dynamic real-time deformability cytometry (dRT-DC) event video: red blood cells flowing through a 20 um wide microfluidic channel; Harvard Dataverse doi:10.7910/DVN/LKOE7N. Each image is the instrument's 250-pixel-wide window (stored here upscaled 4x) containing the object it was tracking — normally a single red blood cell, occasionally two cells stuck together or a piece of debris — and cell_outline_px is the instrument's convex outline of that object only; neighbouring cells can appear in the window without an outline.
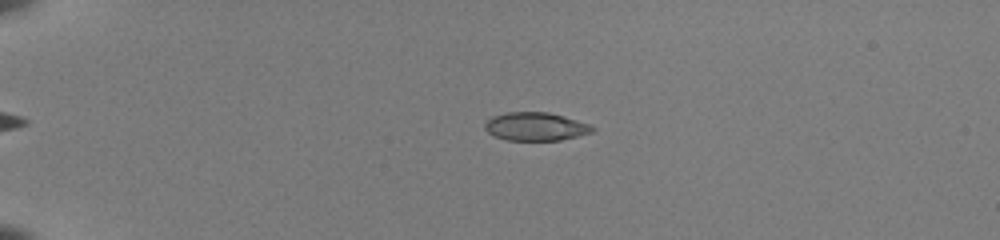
{"species": "common noctule bat (a hibernating species)", "species_latin": "Nyctalus noctula", "temperature_condition": "room temperature", "stored_images_in_passage": 47, "camera_frame_rate_fps": 3000, "um_per_image_px": 0.085, "animal": {"sex": "female", "body_mass_g": 22.0, "forearm_length_mm": 56.7}, "frame": {"image": 1, "passage_image": 8, "time_ms": 2.333, "image_size_px": [1000, 240], "cell_outline_px": [[596, 128], [592, 132], [560, 140], [508, 140], [496, 136], [488, 132], [484, 128], [484, 124], [492, 116], [508, 112], [548, 112], [564, 116], [588, 124]], "centroid_in_image_um": [45.51, 10.75], "position_along_channel_um": 39.5, "area_um2": 17.51}}
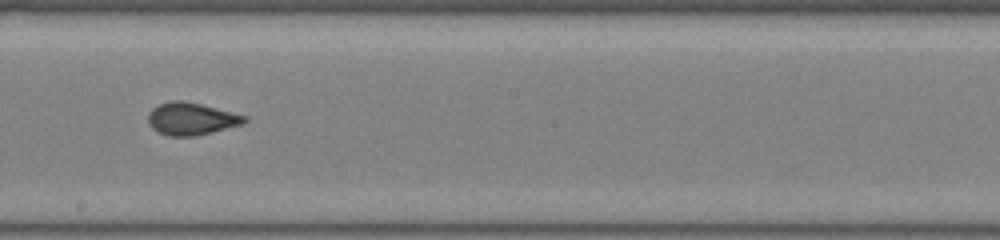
{"frame": {"image": 2, "passage_image": 27, "time_ms": 8.667, "image_size_px": [1000, 240], "cell_outline_px": [[248, 120], [244, 124], [196, 136], [168, 136], [152, 128], [148, 124], [148, 112], [156, 104], [172, 100], [184, 100], [248, 116]], "centroid_in_image_um": [16.25, 10.09], "position_along_channel_um": 231.9, "area_um2": 18.38}}
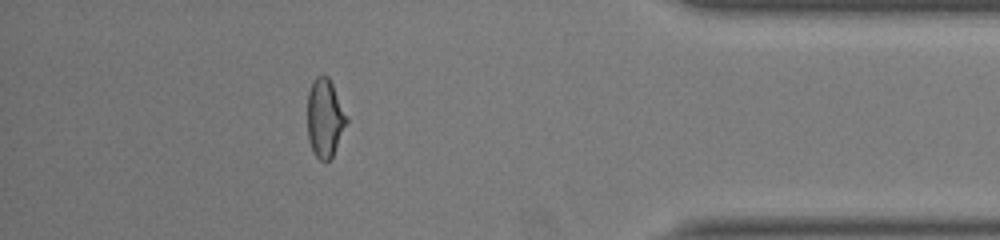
{"frame": {"image": 3, "passage_image": 42, "time_ms": 13.667, "image_size_px": [1000, 240], "cell_outline_px": [[348, 120], [332, 156], [328, 160], [320, 160], [312, 152], [308, 140], [308, 92], [316, 76], [328, 76], [332, 84]], "centroid_in_image_um": [27.59, 10.05], "position_along_channel_um": 407.6, "area_um2": 17.46}, "authors_computed_cell_mechanics": {"area_um2": 18.1492, "velocity_mm_per_s": 4.0388, "shape_relaxation_time_tau1_ms": 7.9442, "shape_relaxation_time_tau2_ms": 0.985, "deformation_change_tau1": 0.1952, "deformation_change_tau2": 0.0688}}